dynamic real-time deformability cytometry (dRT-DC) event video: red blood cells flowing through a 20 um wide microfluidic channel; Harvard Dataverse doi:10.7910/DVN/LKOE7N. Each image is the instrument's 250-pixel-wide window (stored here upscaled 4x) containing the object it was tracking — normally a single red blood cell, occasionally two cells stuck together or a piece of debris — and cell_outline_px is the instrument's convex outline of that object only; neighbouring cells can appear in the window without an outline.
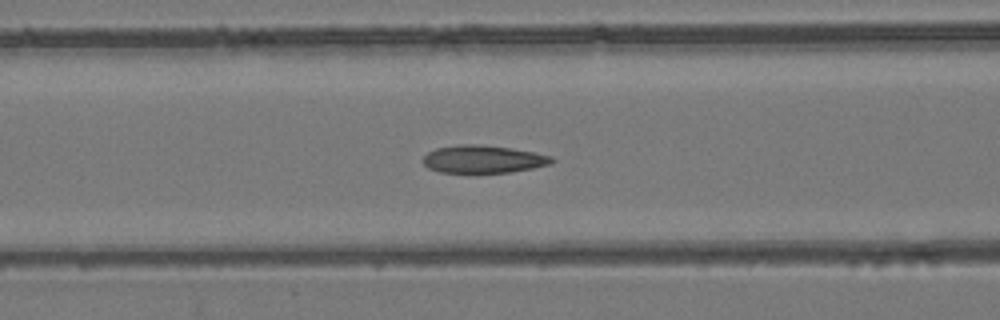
{"species": "common noctule bat (a hibernating species)", "species_latin": "Nyctalus noctula", "temperature_condition": "room temperature", "stored_images_in_passage": 44, "camera_frame_rate_fps": 3000, "um_per_image_px": 0.085, "animal": {"sex": "female", "body_mass_g": 24.6, "forearm_length_mm": 56.2}, "frame": {"image": 1, "passage_image": 14, "time_ms": 4.333, "image_size_px": [1000, 320], "cell_outline_px": [[556, 160], [548, 164], [532, 168], [508, 172], [440, 172], [428, 168], [424, 164], [424, 156], [428, 152], [436, 148], [460, 144], [480, 144], [512, 148], [552, 156]], "centroid_in_image_um": [41.06, 13.52], "position_along_channel_um": 125.5, "area_um2": 20.58}}
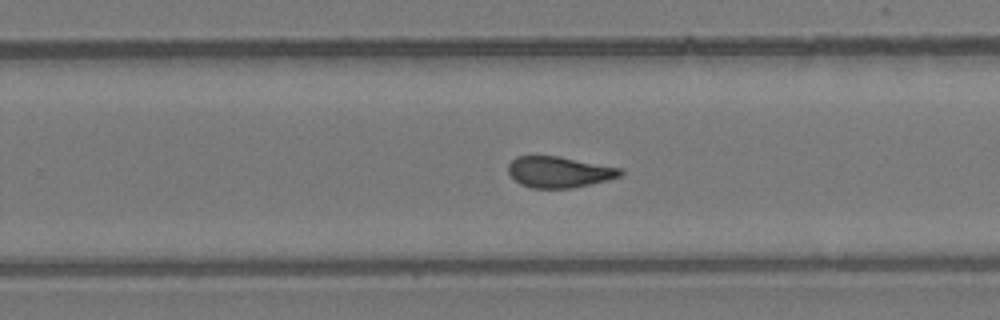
{"frame": {"image": 2, "passage_image": 26, "time_ms": 8.333, "image_size_px": [1000, 320], "cell_outline_px": [[624, 172], [620, 176], [608, 180], [572, 188], [532, 188], [520, 184], [508, 172], [508, 164], [516, 156], [560, 156], [620, 168]], "centroid_in_image_um": [47.52, 14.62], "position_along_channel_um": 282.3, "area_um2": 20.23}}
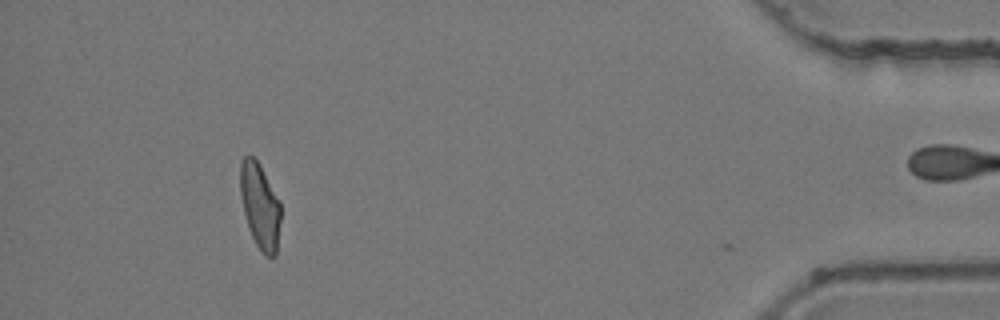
{"frame": {"image": 3, "passage_image": 41, "time_ms": 13.333, "image_size_px": [1000, 320], "cell_outline_px": [[280, 220], [276, 256], [268, 256], [256, 244], [252, 236], [244, 212], [240, 196], [240, 164], [244, 156], [252, 156], [260, 164], [280, 200]], "centroid_in_image_um": [22.1, 17.46], "position_along_channel_um": 413.1, "area_um2": 19.94}, "authors_computed_cell_mechanics": {"area_um2": 20.9814, "velocity_mm_per_s": 3.9286, "shape_relaxation_time_tau1_ms": null, "shape_relaxation_time_tau2_ms": 2.0218, "deformation_change_tau1": null, "deformation_change_tau2": 0.0803}}